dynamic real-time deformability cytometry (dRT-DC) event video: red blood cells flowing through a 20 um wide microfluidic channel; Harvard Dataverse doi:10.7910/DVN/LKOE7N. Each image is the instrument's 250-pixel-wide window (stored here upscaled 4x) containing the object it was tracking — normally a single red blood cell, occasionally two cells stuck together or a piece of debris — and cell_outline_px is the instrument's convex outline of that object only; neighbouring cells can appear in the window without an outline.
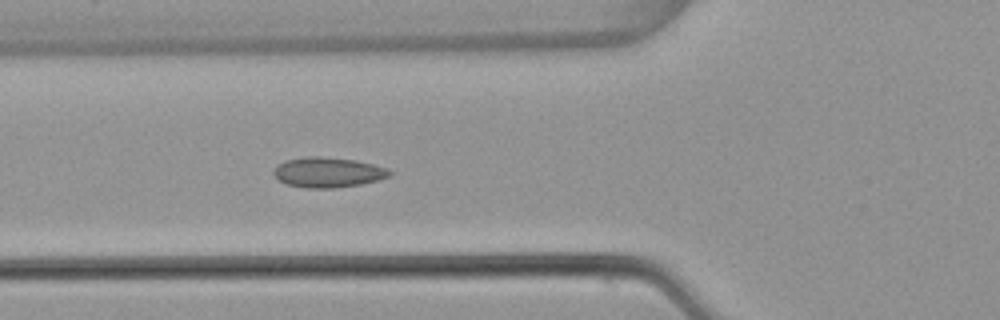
{"species": "common noctule bat (a hibernating species)", "species_latin": "Nyctalus noctula", "temperature_condition": "warm", "stored_images_in_passage": 27, "camera_frame_rate_fps": 3000, "um_per_image_px": 0.085, "animal": {"sex": "female", "body_mass_g": 22.7, "forearm_length_mm": 54.2}, "frame": {"image": 1, "passage_image": 8, "time_ms": 2.333, "image_size_px": [1000, 320], "cell_outline_px": [[392, 176], [360, 184], [332, 188], [308, 188], [288, 184], [276, 180], [272, 172], [284, 160], [304, 156], [320, 156], [356, 160], [388, 168], [392, 172]], "centroid_in_image_um": [27.86, 14.64], "position_along_channel_um": 97.9, "area_um2": 20.4}}